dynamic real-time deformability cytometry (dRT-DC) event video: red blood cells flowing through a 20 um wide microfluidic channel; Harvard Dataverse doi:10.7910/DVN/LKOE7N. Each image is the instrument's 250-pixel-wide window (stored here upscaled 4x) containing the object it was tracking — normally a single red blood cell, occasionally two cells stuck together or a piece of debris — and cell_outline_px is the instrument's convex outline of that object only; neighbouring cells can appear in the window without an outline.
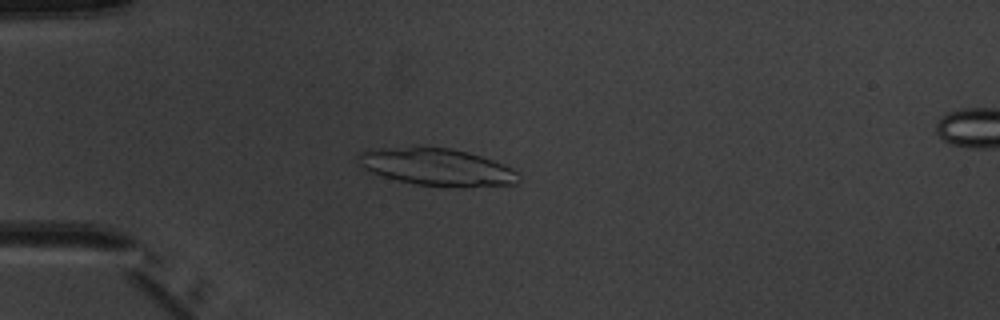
{"species": "common noctule bat (a hibernating species)", "species_latin": "Nyctalus noctula", "temperature_condition": "warm", "stored_images_in_passage": 5, "camera_frame_rate_fps": 3000, "um_per_image_px": 0.085, "animal": {"sex": "male", "body_mass_g": 20.1, "forearm_length_mm": 53.5}, "frame": {"image": 1, "passage_image": 4, "time_ms": 3.667, "image_size_px": [1000, 320], "cell_outline_px": [[520, 180], [516, 184], [416, 184], [396, 180], [372, 172], [364, 168], [360, 164], [360, 152], [376, 148], [452, 148], [468, 152], [492, 160], [512, 168], [520, 176]], "centroid_in_image_um": [37.11, 14.16], "position_along_channel_um": 47.9, "area_um2": 33.0}}